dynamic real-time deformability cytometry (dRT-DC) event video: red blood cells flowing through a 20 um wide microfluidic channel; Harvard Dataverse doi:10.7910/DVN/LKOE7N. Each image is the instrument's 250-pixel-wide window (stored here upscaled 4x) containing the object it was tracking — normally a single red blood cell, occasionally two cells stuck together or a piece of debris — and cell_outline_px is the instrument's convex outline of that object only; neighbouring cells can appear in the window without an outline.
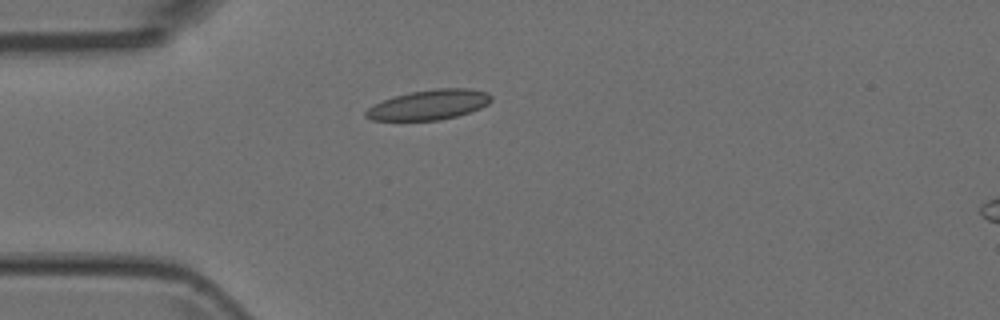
{"species": "Egyptian fruit bat (a non-hibernating species)", "species_latin": "Rousettus aegyptiacus", "temperature_condition": "room temperature", "stored_images_in_passage": 2, "camera_frame_rate_fps": 3000, "um_per_image_px": 0.085, "animal": {"sex": "female"}, "frame": {"image": 1, "passage_image": 1, "time_ms": 0.0, "image_size_px": [1000, 320], "cell_outline_px": [[492, 100], [488, 104], [480, 108], [456, 116], [440, 120], [372, 120], [364, 116], [364, 112], [368, 108], [384, 100], [396, 96], [412, 92], [432, 88], [468, 88], [488, 92], [492, 96]], "centroid_in_image_um": [36.5, 8.9], "position_along_channel_um": 48.5, "area_um2": 21.73}}